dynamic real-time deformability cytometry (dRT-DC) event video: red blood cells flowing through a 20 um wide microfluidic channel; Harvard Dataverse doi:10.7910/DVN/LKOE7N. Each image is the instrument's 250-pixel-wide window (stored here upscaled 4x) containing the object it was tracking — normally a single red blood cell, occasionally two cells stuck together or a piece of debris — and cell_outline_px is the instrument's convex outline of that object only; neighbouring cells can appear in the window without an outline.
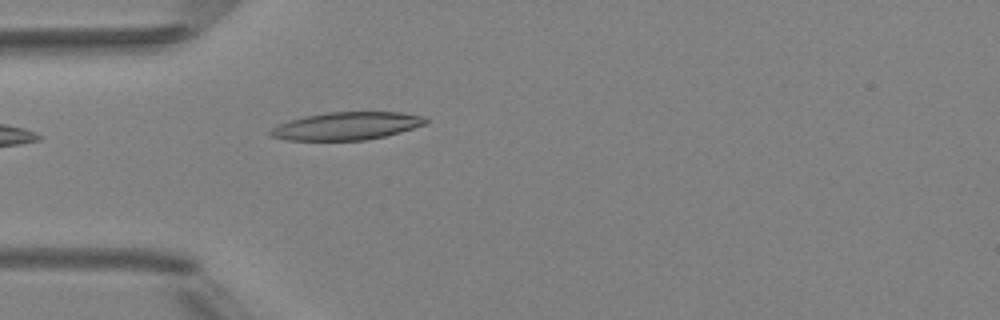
{"species": "Egyptian fruit bat (a non-hibernating species)", "species_latin": "Rousettus aegyptiacus", "temperature_condition": "room temperature", "stored_images_in_passage": 1, "camera_frame_rate_fps": 3000, "um_per_image_px": 0.085, "animal": {"sex": "female"}, "frame": {"image": 1, "passage_image": 1, "time_ms": 0.0, "image_size_px": [1000, 320], "cell_outline_px": [[428, 120], [424, 124], [400, 132], [384, 136], [364, 140], [288, 140], [272, 136], [268, 132], [272, 128], [288, 120], [304, 116], [328, 112], [400, 112], [424, 116]], "centroid_in_image_um": [29.45, 10.7], "position_along_channel_um": 55.5, "area_um2": 24.91}}